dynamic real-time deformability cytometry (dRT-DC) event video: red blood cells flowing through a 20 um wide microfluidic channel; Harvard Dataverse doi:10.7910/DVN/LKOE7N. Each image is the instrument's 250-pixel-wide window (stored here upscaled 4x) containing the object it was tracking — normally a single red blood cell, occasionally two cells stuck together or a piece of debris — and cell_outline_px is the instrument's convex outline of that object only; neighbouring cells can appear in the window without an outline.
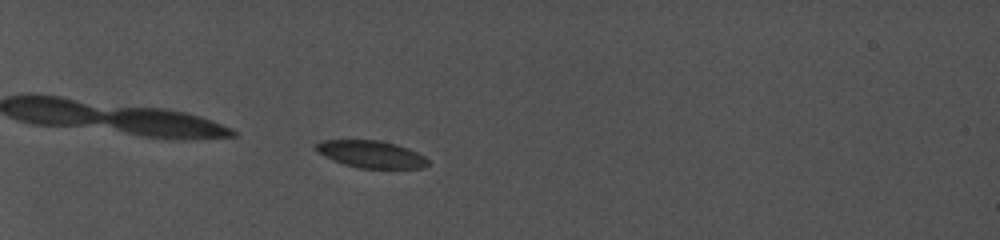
{"species": "common noctule bat (a hibernating species)", "species_latin": "Nyctalus noctula", "temperature_condition": "cold", "stored_images_in_passage": 60, "camera_frame_rate_fps": 5000, "um_per_image_px": 0.085, "animal": {"sex": "female", "body_mass_g": 19.0, "forearm_length_mm": 56.7}, "frame": {"image": 1, "passage_image": 4, "time_ms": 0.6, "image_size_px": [1000, 240], "cell_outline_px": [[428, 164], [424, 168], [360, 168], [344, 164], [332, 160], [316, 152], [312, 148], [316, 144], [324, 140], [380, 140], [396, 144], [408, 148], [424, 156], [428, 160]], "centroid_in_image_um": [31.51, 13.1], "position_along_channel_um": 53.5, "area_um2": 17.8}}
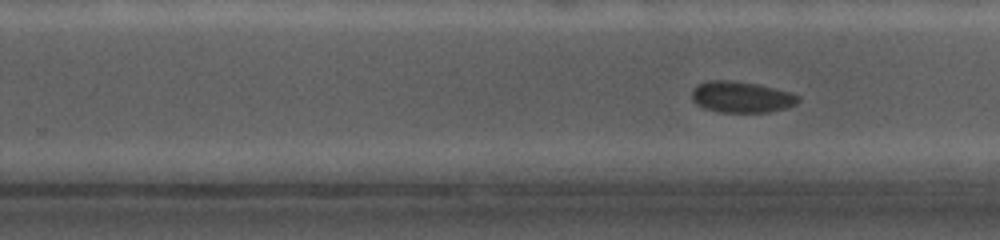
{"frame": {"image": 2, "passage_image": 36, "time_ms": 8.0, "image_size_px": [1000, 240], "cell_outline_px": [[800, 100], [796, 104], [788, 108], [768, 112], [720, 112], [704, 108], [696, 104], [692, 100], [692, 88], [696, 84], [708, 80], [728, 80], [756, 84], [788, 92], [800, 96]], "centroid_in_image_um": [62.99, 8.25], "position_along_channel_um": 266.8, "area_um2": 19.36}}
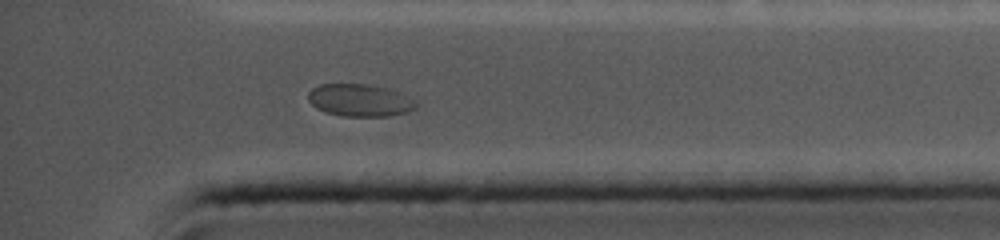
{"frame": {"image": 3, "passage_image": 56, "time_ms": 11.6, "image_size_px": [1000, 240], "cell_outline_px": [[416, 108], [408, 112], [388, 116], [344, 116], [324, 112], [316, 108], [308, 100], [308, 92], [312, 88], [320, 84], [364, 84], [388, 88], [408, 96], [416, 104]], "centroid_in_image_um": [30.55, 8.52], "position_along_channel_um": 404.6, "area_um2": 20.29}}